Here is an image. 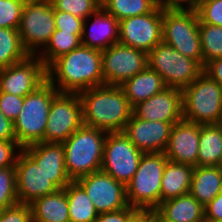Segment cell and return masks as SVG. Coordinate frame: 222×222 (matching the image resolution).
Here are the masks:
<instances>
[{
	"label": "cell",
	"mask_w": 222,
	"mask_h": 222,
	"mask_svg": "<svg viewBox=\"0 0 222 222\" xmlns=\"http://www.w3.org/2000/svg\"><path fill=\"white\" fill-rule=\"evenodd\" d=\"M200 124L181 120L174 123L165 156L173 162L197 166Z\"/></svg>",
	"instance_id": "cell-19"
},
{
	"label": "cell",
	"mask_w": 222,
	"mask_h": 222,
	"mask_svg": "<svg viewBox=\"0 0 222 222\" xmlns=\"http://www.w3.org/2000/svg\"><path fill=\"white\" fill-rule=\"evenodd\" d=\"M148 66L159 73L167 87L183 90L202 72L203 67L161 41L148 53Z\"/></svg>",
	"instance_id": "cell-8"
},
{
	"label": "cell",
	"mask_w": 222,
	"mask_h": 222,
	"mask_svg": "<svg viewBox=\"0 0 222 222\" xmlns=\"http://www.w3.org/2000/svg\"><path fill=\"white\" fill-rule=\"evenodd\" d=\"M58 93L46 79L24 97L23 108L13 122L16 141L22 149L43 142L52 101Z\"/></svg>",
	"instance_id": "cell-4"
},
{
	"label": "cell",
	"mask_w": 222,
	"mask_h": 222,
	"mask_svg": "<svg viewBox=\"0 0 222 222\" xmlns=\"http://www.w3.org/2000/svg\"><path fill=\"white\" fill-rule=\"evenodd\" d=\"M205 222H222V191L206 206Z\"/></svg>",
	"instance_id": "cell-42"
},
{
	"label": "cell",
	"mask_w": 222,
	"mask_h": 222,
	"mask_svg": "<svg viewBox=\"0 0 222 222\" xmlns=\"http://www.w3.org/2000/svg\"><path fill=\"white\" fill-rule=\"evenodd\" d=\"M162 41L203 67L199 18L194 9L162 7Z\"/></svg>",
	"instance_id": "cell-7"
},
{
	"label": "cell",
	"mask_w": 222,
	"mask_h": 222,
	"mask_svg": "<svg viewBox=\"0 0 222 222\" xmlns=\"http://www.w3.org/2000/svg\"><path fill=\"white\" fill-rule=\"evenodd\" d=\"M202 0H157L166 9H196Z\"/></svg>",
	"instance_id": "cell-43"
},
{
	"label": "cell",
	"mask_w": 222,
	"mask_h": 222,
	"mask_svg": "<svg viewBox=\"0 0 222 222\" xmlns=\"http://www.w3.org/2000/svg\"><path fill=\"white\" fill-rule=\"evenodd\" d=\"M70 222H95L98 217L93 202L77 181H71L65 188Z\"/></svg>",
	"instance_id": "cell-28"
},
{
	"label": "cell",
	"mask_w": 222,
	"mask_h": 222,
	"mask_svg": "<svg viewBox=\"0 0 222 222\" xmlns=\"http://www.w3.org/2000/svg\"><path fill=\"white\" fill-rule=\"evenodd\" d=\"M54 19L56 30L72 32V34H82L84 19L58 10H54Z\"/></svg>",
	"instance_id": "cell-37"
},
{
	"label": "cell",
	"mask_w": 222,
	"mask_h": 222,
	"mask_svg": "<svg viewBox=\"0 0 222 222\" xmlns=\"http://www.w3.org/2000/svg\"><path fill=\"white\" fill-rule=\"evenodd\" d=\"M82 125V101L79 94L59 92L52 101L43 142L63 143Z\"/></svg>",
	"instance_id": "cell-11"
},
{
	"label": "cell",
	"mask_w": 222,
	"mask_h": 222,
	"mask_svg": "<svg viewBox=\"0 0 222 222\" xmlns=\"http://www.w3.org/2000/svg\"><path fill=\"white\" fill-rule=\"evenodd\" d=\"M195 10L199 22L222 27V0H202Z\"/></svg>",
	"instance_id": "cell-36"
},
{
	"label": "cell",
	"mask_w": 222,
	"mask_h": 222,
	"mask_svg": "<svg viewBox=\"0 0 222 222\" xmlns=\"http://www.w3.org/2000/svg\"><path fill=\"white\" fill-rule=\"evenodd\" d=\"M14 168L18 203L31 204L37 198L59 189L23 149Z\"/></svg>",
	"instance_id": "cell-16"
},
{
	"label": "cell",
	"mask_w": 222,
	"mask_h": 222,
	"mask_svg": "<svg viewBox=\"0 0 222 222\" xmlns=\"http://www.w3.org/2000/svg\"><path fill=\"white\" fill-rule=\"evenodd\" d=\"M21 150L17 141H0V169L15 167Z\"/></svg>",
	"instance_id": "cell-40"
},
{
	"label": "cell",
	"mask_w": 222,
	"mask_h": 222,
	"mask_svg": "<svg viewBox=\"0 0 222 222\" xmlns=\"http://www.w3.org/2000/svg\"><path fill=\"white\" fill-rule=\"evenodd\" d=\"M153 213L154 222H205L204 206L190 193L161 202Z\"/></svg>",
	"instance_id": "cell-22"
},
{
	"label": "cell",
	"mask_w": 222,
	"mask_h": 222,
	"mask_svg": "<svg viewBox=\"0 0 222 222\" xmlns=\"http://www.w3.org/2000/svg\"><path fill=\"white\" fill-rule=\"evenodd\" d=\"M47 80L62 93H80L104 85L102 51L79 46L54 60L47 68Z\"/></svg>",
	"instance_id": "cell-1"
},
{
	"label": "cell",
	"mask_w": 222,
	"mask_h": 222,
	"mask_svg": "<svg viewBox=\"0 0 222 222\" xmlns=\"http://www.w3.org/2000/svg\"><path fill=\"white\" fill-rule=\"evenodd\" d=\"M162 41V6L152 12L119 21L120 43L147 54Z\"/></svg>",
	"instance_id": "cell-13"
},
{
	"label": "cell",
	"mask_w": 222,
	"mask_h": 222,
	"mask_svg": "<svg viewBox=\"0 0 222 222\" xmlns=\"http://www.w3.org/2000/svg\"><path fill=\"white\" fill-rule=\"evenodd\" d=\"M0 222H33L30 204L16 203L3 209Z\"/></svg>",
	"instance_id": "cell-38"
},
{
	"label": "cell",
	"mask_w": 222,
	"mask_h": 222,
	"mask_svg": "<svg viewBox=\"0 0 222 222\" xmlns=\"http://www.w3.org/2000/svg\"><path fill=\"white\" fill-rule=\"evenodd\" d=\"M130 222H154V213L151 211H140Z\"/></svg>",
	"instance_id": "cell-46"
},
{
	"label": "cell",
	"mask_w": 222,
	"mask_h": 222,
	"mask_svg": "<svg viewBox=\"0 0 222 222\" xmlns=\"http://www.w3.org/2000/svg\"><path fill=\"white\" fill-rule=\"evenodd\" d=\"M167 157L163 152L143 153L138 169L126 185L128 205L153 212L161 203V179Z\"/></svg>",
	"instance_id": "cell-5"
},
{
	"label": "cell",
	"mask_w": 222,
	"mask_h": 222,
	"mask_svg": "<svg viewBox=\"0 0 222 222\" xmlns=\"http://www.w3.org/2000/svg\"><path fill=\"white\" fill-rule=\"evenodd\" d=\"M23 150L59 189H64L72 181L65 169L62 143L40 142L27 146Z\"/></svg>",
	"instance_id": "cell-21"
},
{
	"label": "cell",
	"mask_w": 222,
	"mask_h": 222,
	"mask_svg": "<svg viewBox=\"0 0 222 222\" xmlns=\"http://www.w3.org/2000/svg\"><path fill=\"white\" fill-rule=\"evenodd\" d=\"M29 56L21 43L18 29L0 28V70Z\"/></svg>",
	"instance_id": "cell-30"
},
{
	"label": "cell",
	"mask_w": 222,
	"mask_h": 222,
	"mask_svg": "<svg viewBox=\"0 0 222 222\" xmlns=\"http://www.w3.org/2000/svg\"><path fill=\"white\" fill-rule=\"evenodd\" d=\"M18 203L15 168L0 169V212Z\"/></svg>",
	"instance_id": "cell-34"
},
{
	"label": "cell",
	"mask_w": 222,
	"mask_h": 222,
	"mask_svg": "<svg viewBox=\"0 0 222 222\" xmlns=\"http://www.w3.org/2000/svg\"><path fill=\"white\" fill-rule=\"evenodd\" d=\"M81 36L82 34H72V32L55 30L46 46L37 54V56L47 68L60 56L81 46Z\"/></svg>",
	"instance_id": "cell-29"
},
{
	"label": "cell",
	"mask_w": 222,
	"mask_h": 222,
	"mask_svg": "<svg viewBox=\"0 0 222 222\" xmlns=\"http://www.w3.org/2000/svg\"><path fill=\"white\" fill-rule=\"evenodd\" d=\"M194 166L167 160L161 179V202L188 194Z\"/></svg>",
	"instance_id": "cell-26"
},
{
	"label": "cell",
	"mask_w": 222,
	"mask_h": 222,
	"mask_svg": "<svg viewBox=\"0 0 222 222\" xmlns=\"http://www.w3.org/2000/svg\"><path fill=\"white\" fill-rule=\"evenodd\" d=\"M83 125L107 133L123 132L133 107L120 86L103 85L79 93Z\"/></svg>",
	"instance_id": "cell-2"
},
{
	"label": "cell",
	"mask_w": 222,
	"mask_h": 222,
	"mask_svg": "<svg viewBox=\"0 0 222 222\" xmlns=\"http://www.w3.org/2000/svg\"><path fill=\"white\" fill-rule=\"evenodd\" d=\"M47 79L46 67L37 55L0 70V92L25 97Z\"/></svg>",
	"instance_id": "cell-15"
},
{
	"label": "cell",
	"mask_w": 222,
	"mask_h": 222,
	"mask_svg": "<svg viewBox=\"0 0 222 222\" xmlns=\"http://www.w3.org/2000/svg\"><path fill=\"white\" fill-rule=\"evenodd\" d=\"M118 41L119 21L102 6L84 20L81 36L83 46L103 51Z\"/></svg>",
	"instance_id": "cell-20"
},
{
	"label": "cell",
	"mask_w": 222,
	"mask_h": 222,
	"mask_svg": "<svg viewBox=\"0 0 222 222\" xmlns=\"http://www.w3.org/2000/svg\"><path fill=\"white\" fill-rule=\"evenodd\" d=\"M133 114L147 121L177 123L183 120L182 91L166 87L134 106Z\"/></svg>",
	"instance_id": "cell-18"
},
{
	"label": "cell",
	"mask_w": 222,
	"mask_h": 222,
	"mask_svg": "<svg viewBox=\"0 0 222 222\" xmlns=\"http://www.w3.org/2000/svg\"><path fill=\"white\" fill-rule=\"evenodd\" d=\"M55 30L54 8L50 0H26L18 32L29 55H37Z\"/></svg>",
	"instance_id": "cell-9"
},
{
	"label": "cell",
	"mask_w": 222,
	"mask_h": 222,
	"mask_svg": "<svg viewBox=\"0 0 222 222\" xmlns=\"http://www.w3.org/2000/svg\"><path fill=\"white\" fill-rule=\"evenodd\" d=\"M30 207L33 222H70L65 189L37 198Z\"/></svg>",
	"instance_id": "cell-25"
},
{
	"label": "cell",
	"mask_w": 222,
	"mask_h": 222,
	"mask_svg": "<svg viewBox=\"0 0 222 222\" xmlns=\"http://www.w3.org/2000/svg\"><path fill=\"white\" fill-rule=\"evenodd\" d=\"M203 68L211 60L222 57V27L199 22Z\"/></svg>",
	"instance_id": "cell-32"
},
{
	"label": "cell",
	"mask_w": 222,
	"mask_h": 222,
	"mask_svg": "<svg viewBox=\"0 0 222 222\" xmlns=\"http://www.w3.org/2000/svg\"><path fill=\"white\" fill-rule=\"evenodd\" d=\"M120 87L132 107L161 92L167 86L159 73L147 66L135 76L126 80Z\"/></svg>",
	"instance_id": "cell-23"
},
{
	"label": "cell",
	"mask_w": 222,
	"mask_h": 222,
	"mask_svg": "<svg viewBox=\"0 0 222 222\" xmlns=\"http://www.w3.org/2000/svg\"><path fill=\"white\" fill-rule=\"evenodd\" d=\"M50 2L54 10L68 12L84 20L101 7V0H50Z\"/></svg>",
	"instance_id": "cell-33"
},
{
	"label": "cell",
	"mask_w": 222,
	"mask_h": 222,
	"mask_svg": "<svg viewBox=\"0 0 222 222\" xmlns=\"http://www.w3.org/2000/svg\"><path fill=\"white\" fill-rule=\"evenodd\" d=\"M26 0H0V28L18 29Z\"/></svg>",
	"instance_id": "cell-35"
},
{
	"label": "cell",
	"mask_w": 222,
	"mask_h": 222,
	"mask_svg": "<svg viewBox=\"0 0 222 222\" xmlns=\"http://www.w3.org/2000/svg\"><path fill=\"white\" fill-rule=\"evenodd\" d=\"M143 153L124 132L108 133L100 170L126 186L137 171Z\"/></svg>",
	"instance_id": "cell-10"
},
{
	"label": "cell",
	"mask_w": 222,
	"mask_h": 222,
	"mask_svg": "<svg viewBox=\"0 0 222 222\" xmlns=\"http://www.w3.org/2000/svg\"><path fill=\"white\" fill-rule=\"evenodd\" d=\"M203 71L222 86V57L208 62Z\"/></svg>",
	"instance_id": "cell-45"
},
{
	"label": "cell",
	"mask_w": 222,
	"mask_h": 222,
	"mask_svg": "<svg viewBox=\"0 0 222 222\" xmlns=\"http://www.w3.org/2000/svg\"><path fill=\"white\" fill-rule=\"evenodd\" d=\"M148 66V54L117 42L102 51L104 85L120 86Z\"/></svg>",
	"instance_id": "cell-12"
},
{
	"label": "cell",
	"mask_w": 222,
	"mask_h": 222,
	"mask_svg": "<svg viewBox=\"0 0 222 222\" xmlns=\"http://www.w3.org/2000/svg\"><path fill=\"white\" fill-rule=\"evenodd\" d=\"M174 123L147 121L132 114L124 134L142 152H165Z\"/></svg>",
	"instance_id": "cell-17"
},
{
	"label": "cell",
	"mask_w": 222,
	"mask_h": 222,
	"mask_svg": "<svg viewBox=\"0 0 222 222\" xmlns=\"http://www.w3.org/2000/svg\"><path fill=\"white\" fill-rule=\"evenodd\" d=\"M101 6L118 21L152 12L157 0H101Z\"/></svg>",
	"instance_id": "cell-31"
},
{
	"label": "cell",
	"mask_w": 222,
	"mask_h": 222,
	"mask_svg": "<svg viewBox=\"0 0 222 222\" xmlns=\"http://www.w3.org/2000/svg\"><path fill=\"white\" fill-rule=\"evenodd\" d=\"M140 210L128 206L117 211L99 213L95 222H130Z\"/></svg>",
	"instance_id": "cell-41"
},
{
	"label": "cell",
	"mask_w": 222,
	"mask_h": 222,
	"mask_svg": "<svg viewBox=\"0 0 222 222\" xmlns=\"http://www.w3.org/2000/svg\"><path fill=\"white\" fill-rule=\"evenodd\" d=\"M197 166H222V123L200 125Z\"/></svg>",
	"instance_id": "cell-27"
},
{
	"label": "cell",
	"mask_w": 222,
	"mask_h": 222,
	"mask_svg": "<svg viewBox=\"0 0 222 222\" xmlns=\"http://www.w3.org/2000/svg\"><path fill=\"white\" fill-rule=\"evenodd\" d=\"M85 190L99 213L128 207L126 186L99 170L76 180Z\"/></svg>",
	"instance_id": "cell-14"
},
{
	"label": "cell",
	"mask_w": 222,
	"mask_h": 222,
	"mask_svg": "<svg viewBox=\"0 0 222 222\" xmlns=\"http://www.w3.org/2000/svg\"><path fill=\"white\" fill-rule=\"evenodd\" d=\"M183 119L200 125L222 123V86L204 71L182 90Z\"/></svg>",
	"instance_id": "cell-6"
},
{
	"label": "cell",
	"mask_w": 222,
	"mask_h": 222,
	"mask_svg": "<svg viewBox=\"0 0 222 222\" xmlns=\"http://www.w3.org/2000/svg\"><path fill=\"white\" fill-rule=\"evenodd\" d=\"M222 191V166H194L189 193L206 206Z\"/></svg>",
	"instance_id": "cell-24"
},
{
	"label": "cell",
	"mask_w": 222,
	"mask_h": 222,
	"mask_svg": "<svg viewBox=\"0 0 222 222\" xmlns=\"http://www.w3.org/2000/svg\"><path fill=\"white\" fill-rule=\"evenodd\" d=\"M107 132L82 125L63 144L65 169L72 181L101 169Z\"/></svg>",
	"instance_id": "cell-3"
},
{
	"label": "cell",
	"mask_w": 222,
	"mask_h": 222,
	"mask_svg": "<svg viewBox=\"0 0 222 222\" xmlns=\"http://www.w3.org/2000/svg\"><path fill=\"white\" fill-rule=\"evenodd\" d=\"M24 97L0 92V111L14 122L23 108Z\"/></svg>",
	"instance_id": "cell-39"
},
{
	"label": "cell",
	"mask_w": 222,
	"mask_h": 222,
	"mask_svg": "<svg viewBox=\"0 0 222 222\" xmlns=\"http://www.w3.org/2000/svg\"><path fill=\"white\" fill-rule=\"evenodd\" d=\"M0 141H16L14 123L0 111Z\"/></svg>",
	"instance_id": "cell-44"
}]
</instances>
